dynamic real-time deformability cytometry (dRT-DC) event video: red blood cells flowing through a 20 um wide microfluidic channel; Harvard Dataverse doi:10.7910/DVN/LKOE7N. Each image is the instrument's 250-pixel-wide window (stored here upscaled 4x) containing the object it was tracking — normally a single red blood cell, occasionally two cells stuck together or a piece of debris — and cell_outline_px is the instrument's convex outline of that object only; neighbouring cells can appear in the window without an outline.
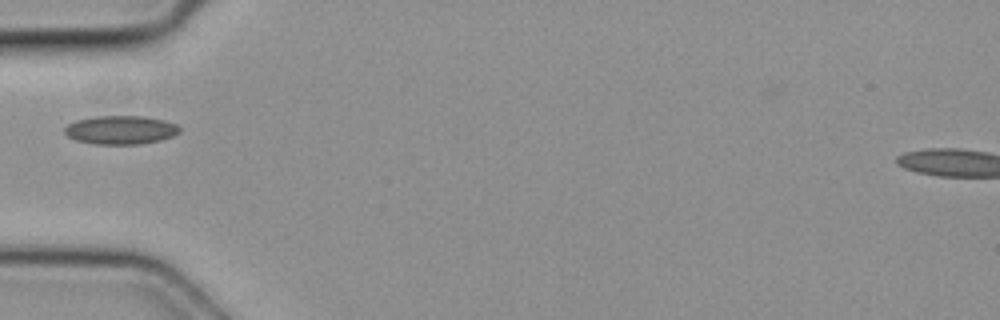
{"species": "common noctule bat (a hibernating species)", "species_latin": "Nyctalus noctula", "temperature_condition": "cold", "stored_images_in_passage": 1, "camera_frame_rate_fps": 3000, "um_per_image_px": 0.085, "animal": {"sex": "female", "body_mass_g": 19.3, "forearm_length_mm": 54.1}, "frame": {"image": 1, "passage_image": 1, "time_ms": 0.0, "image_size_px": [1000, 320], "cell_outline_px": [[180, 132], [172, 136], [160, 140], [140, 144], [92, 144], [76, 140], [68, 136], [64, 132], [64, 128], [68, 124], [76, 120], [96, 116], [144, 116], [164, 120], [176, 124], [180, 128]], "centroid_in_image_um": [10.25, 11.04], "position_along_channel_um": 74.8, "area_um2": 19.19}}